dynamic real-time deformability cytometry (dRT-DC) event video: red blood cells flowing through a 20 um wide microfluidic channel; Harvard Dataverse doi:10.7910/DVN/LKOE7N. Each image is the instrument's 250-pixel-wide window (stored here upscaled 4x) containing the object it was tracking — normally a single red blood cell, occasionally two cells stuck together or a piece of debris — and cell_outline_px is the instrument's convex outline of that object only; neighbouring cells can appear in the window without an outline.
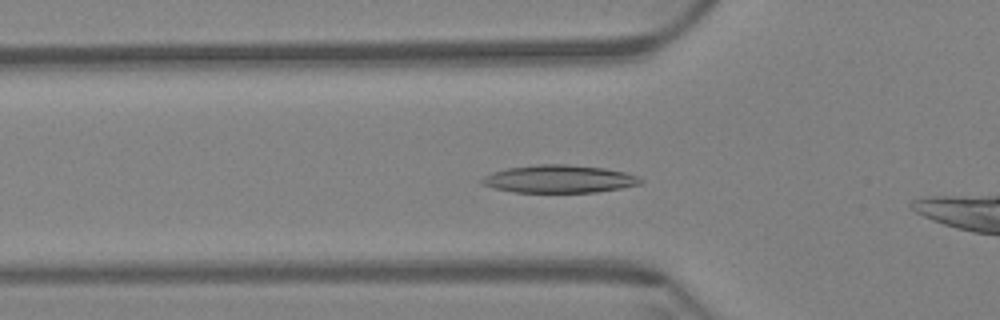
{"species": "Egyptian fruit bat (a non-hibernating species)", "species_latin": "Rousettus aegyptiacus", "temperature_condition": "warm", "stored_images_in_passage": 39, "camera_frame_rate_fps": 3000, "um_per_image_px": 0.085, "animal": {"sex": "female"}, "frame": {"image": 1, "passage_image": 3, "time_ms": 0.667, "image_size_px": [1000, 320], "cell_outline_px": [[644, 180], [640, 184], [620, 188], [596, 192], [512, 192], [480, 184], [480, 180], [484, 176], [492, 172], [508, 168], [536, 164], [564, 164], [604, 168], [624, 172], [636, 176]], "centroid_in_image_um": [47.5, 15.21], "position_along_channel_um": 78.3, "area_um2": 25.55}}
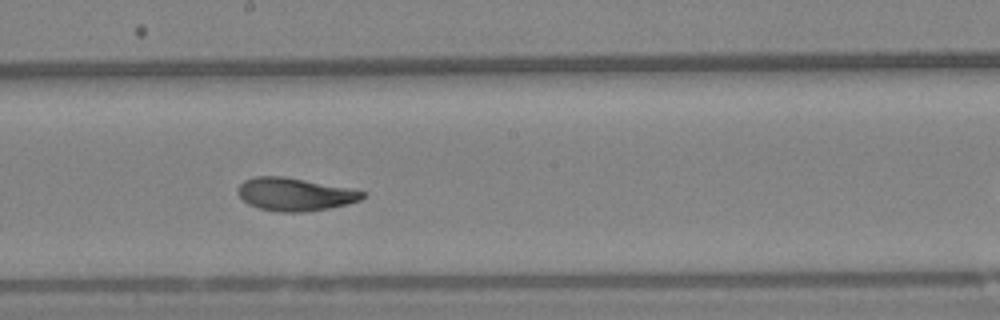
{"frame": {"image": 2, "passage_image": 16, "time_ms": 5.0, "image_size_px": [1000, 320], "cell_outline_px": [[364, 196], [360, 200], [348, 204], [328, 208], [304, 212], [276, 212], [260, 208], [248, 204], [236, 192], [236, 188], [244, 180], [256, 176], [280, 176], [304, 180], [348, 188], [364, 192]], "centroid_in_image_um": [25.01, 16.52], "position_along_channel_um": 223.2, "area_um2": 23.7}}
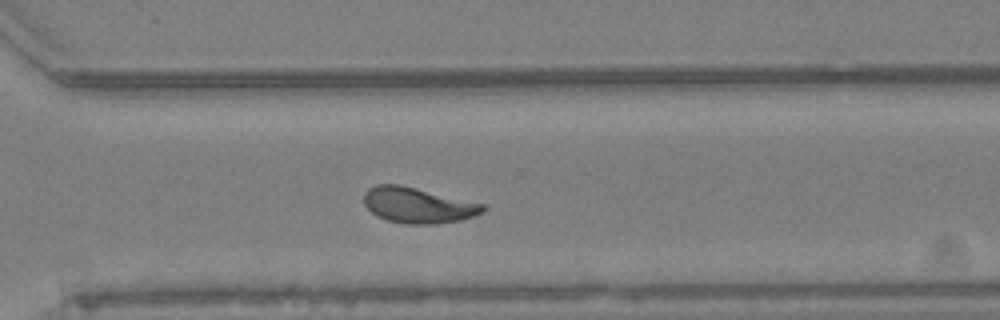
{"frame": {"image": 3, "passage_image": 26, "time_ms": 8.333, "image_size_px": [1000, 320], "cell_outline_px": [[488, 208], [484, 212], [460, 220], [436, 224], [404, 224], [388, 220], [376, 216], [364, 204], [364, 192], [368, 188], [376, 184], [400, 184], [484, 204]], "centroid_in_image_um": [35.51, 17.44], "position_along_channel_um": 335.1, "area_um2": 24.74}, "authors_computed_cell_mechanics": {"area_um2": 23.5824, "velocity_mm_per_s": 3.3455, "shape_relaxation_time_tau1_ms": 4.8181, "shape_relaxation_time_tau2_ms": 2.3895, "deformation_change_tau1": 0.1642, "deformation_change_tau2": 0.0694}}